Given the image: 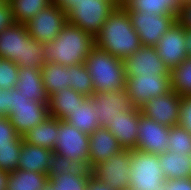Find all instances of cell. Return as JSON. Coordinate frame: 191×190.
<instances>
[{
  "label": "cell",
  "instance_id": "1",
  "mask_svg": "<svg viewBox=\"0 0 191 190\" xmlns=\"http://www.w3.org/2000/svg\"><path fill=\"white\" fill-rule=\"evenodd\" d=\"M95 46L125 60L142 45L124 6L117 5L95 36Z\"/></svg>",
  "mask_w": 191,
  "mask_h": 190
},
{
  "label": "cell",
  "instance_id": "2",
  "mask_svg": "<svg viewBox=\"0 0 191 190\" xmlns=\"http://www.w3.org/2000/svg\"><path fill=\"white\" fill-rule=\"evenodd\" d=\"M94 47L95 37L67 22L54 40L44 43V59L63 66L82 64Z\"/></svg>",
  "mask_w": 191,
  "mask_h": 190
},
{
  "label": "cell",
  "instance_id": "3",
  "mask_svg": "<svg viewBox=\"0 0 191 190\" xmlns=\"http://www.w3.org/2000/svg\"><path fill=\"white\" fill-rule=\"evenodd\" d=\"M85 66L92 79L95 92L125 90L126 72L124 60L94 47L87 55Z\"/></svg>",
  "mask_w": 191,
  "mask_h": 190
},
{
  "label": "cell",
  "instance_id": "4",
  "mask_svg": "<svg viewBox=\"0 0 191 190\" xmlns=\"http://www.w3.org/2000/svg\"><path fill=\"white\" fill-rule=\"evenodd\" d=\"M130 186L133 190H161L165 177L159 155L130 149Z\"/></svg>",
  "mask_w": 191,
  "mask_h": 190
},
{
  "label": "cell",
  "instance_id": "5",
  "mask_svg": "<svg viewBox=\"0 0 191 190\" xmlns=\"http://www.w3.org/2000/svg\"><path fill=\"white\" fill-rule=\"evenodd\" d=\"M117 4L113 0H81L67 11V20L95 37Z\"/></svg>",
  "mask_w": 191,
  "mask_h": 190
},
{
  "label": "cell",
  "instance_id": "6",
  "mask_svg": "<svg viewBox=\"0 0 191 190\" xmlns=\"http://www.w3.org/2000/svg\"><path fill=\"white\" fill-rule=\"evenodd\" d=\"M16 132L23 136L28 130L49 117L48 105L27 99L17 88L10 90L9 115Z\"/></svg>",
  "mask_w": 191,
  "mask_h": 190
},
{
  "label": "cell",
  "instance_id": "7",
  "mask_svg": "<svg viewBox=\"0 0 191 190\" xmlns=\"http://www.w3.org/2000/svg\"><path fill=\"white\" fill-rule=\"evenodd\" d=\"M57 133L53 152L68 158L78 167L89 168V135L65 120H59Z\"/></svg>",
  "mask_w": 191,
  "mask_h": 190
},
{
  "label": "cell",
  "instance_id": "8",
  "mask_svg": "<svg viewBox=\"0 0 191 190\" xmlns=\"http://www.w3.org/2000/svg\"><path fill=\"white\" fill-rule=\"evenodd\" d=\"M171 90V77L163 75L126 76L125 91L135 108H141L151 98Z\"/></svg>",
  "mask_w": 191,
  "mask_h": 190
},
{
  "label": "cell",
  "instance_id": "9",
  "mask_svg": "<svg viewBox=\"0 0 191 190\" xmlns=\"http://www.w3.org/2000/svg\"><path fill=\"white\" fill-rule=\"evenodd\" d=\"M128 13L143 46H155L177 21V15L172 14L159 15L140 11H128Z\"/></svg>",
  "mask_w": 191,
  "mask_h": 190
},
{
  "label": "cell",
  "instance_id": "10",
  "mask_svg": "<svg viewBox=\"0 0 191 190\" xmlns=\"http://www.w3.org/2000/svg\"><path fill=\"white\" fill-rule=\"evenodd\" d=\"M130 149H122L120 152L96 164L92 169V175L115 190H127L130 186Z\"/></svg>",
  "mask_w": 191,
  "mask_h": 190
},
{
  "label": "cell",
  "instance_id": "11",
  "mask_svg": "<svg viewBox=\"0 0 191 190\" xmlns=\"http://www.w3.org/2000/svg\"><path fill=\"white\" fill-rule=\"evenodd\" d=\"M67 22L66 11L50 4L24 25L30 37L44 44L54 40Z\"/></svg>",
  "mask_w": 191,
  "mask_h": 190
},
{
  "label": "cell",
  "instance_id": "12",
  "mask_svg": "<svg viewBox=\"0 0 191 190\" xmlns=\"http://www.w3.org/2000/svg\"><path fill=\"white\" fill-rule=\"evenodd\" d=\"M168 137V126H164L140 112L137 146L135 150L162 155L170 150Z\"/></svg>",
  "mask_w": 191,
  "mask_h": 190
},
{
  "label": "cell",
  "instance_id": "13",
  "mask_svg": "<svg viewBox=\"0 0 191 190\" xmlns=\"http://www.w3.org/2000/svg\"><path fill=\"white\" fill-rule=\"evenodd\" d=\"M181 96L174 90L151 98L140 108L146 117L164 126H175L179 123Z\"/></svg>",
  "mask_w": 191,
  "mask_h": 190
},
{
  "label": "cell",
  "instance_id": "14",
  "mask_svg": "<svg viewBox=\"0 0 191 190\" xmlns=\"http://www.w3.org/2000/svg\"><path fill=\"white\" fill-rule=\"evenodd\" d=\"M126 76H170L171 69L158 56L155 46H141L124 60Z\"/></svg>",
  "mask_w": 191,
  "mask_h": 190
},
{
  "label": "cell",
  "instance_id": "15",
  "mask_svg": "<svg viewBox=\"0 0 191 190\" xmlns=\"http://www.w3.org/2000/svg\"><path fill=\"white\" fill-rule=\"evenodd\" d=\"M155 48L169 69L180 65L188 57L185 48V28L176 21L157 42Z\"/></svg>",
  "mask_w": 191,
  "mask_h": 190
},
{
  "label": "cell",
  "instance_id": "16",
  "mask_svg": "<svg viewBox=\"0 0 191 190\" xmlns=\"http://www.w3.org/2000/svg\"><path fill=\"white\" fill-rule=\"evenodd\" d=\"M98 123L105 126L119 113L133 108L130 97L125 90L112 92H95L91 97Z\"/></svg>",
  "mask_w": 191,
  "mask_h": 190
},
{
  "label": "cell",
  "instance_id": "17",
  "mask_svg": "<svg viewBox=\"0 0 191 190\" xmlns=\"http://www.w3.org/2000/svg\"><path fill=\"white\" fill-rule=\"evenodd\" d=\"M140 112V108L133 107L119 113L104 126L118 139L123 149H135L137 146Z\"/></svg>",
  "mask_w": 191,
  "mask_h": 190
},
{
  "label": "cell",
  "instance_id": "18",
  "mask_svg": "<svg viewBox=\"0 0 191 190\" xmlns=\"http://www.w3.org/2000/svg\"><path fill=\"white\" fill-rule=\"evenodd\" d=\"M118 139L104 126L89 135V169L122 150Z\"/></svg>",
  "mask_w": 191,
  "mask_h": 190
},
{
  "label": "cell",
  "instance_id": "19",
  "mask_svg": "<svg viewBox=\"0 0 191 190\" xmlns=\"http://www.w3.org/2000/svg\"><path fill=\"white\" fill-rule=\"evenodd\" d=\"M29 32L24 24L15 23L0 31V58H6L17 65L24 61L25 40Z\"/></svg>",
  "mask_w": 191,
  "mask_h": 190
},
{
  "label": "cell",
  "instance_id": "20",
  "mask_svg": "<svg viewBox=\"0 0 191 190\" xmlns=\"http://www.w3.org/2000/svg\"><path fill=\"white\" fill-rule=\"evenodd\" d=\"M17 90L27 99L38 101L42 104H49V97L43 84L41 70L29 66L19 67Z\"/></svg>",
  "mask_w": 191,
  "mask_h": 190
},
{
  "label": "cell",
  "instance_id": "21",
  "mask_svg": "<svg viewBox=\"0 0 191 190\" xmlns=\"http://www.w3.org/2000/svg\"><path fill=\"white\" fill-rule=\"evenodd\" d=\"M86 96L72 88H65L49 97V116L58 120H65L74 111Z\"/></svg>",
  "mask_w": 191,
  "mask_h": 190
},
{
  "label": "cell",
  "instance_id": "22",
  "mask_svg": "<svg viewBox=\"0 0 191 190\" xmlns=\"http://www.w3.org/2000/svg\"><path fill=\"white\" fill-rule=\"evenodd\" d=\"M52 150L23 141L18 169L34 171L48 176L47 160Z\"/></svg>",
  "mask_w": 191,
  "mask_h": 190
},
{
  "label": "cell",
  "instance_id": "23",
  "mask_svg": "<svg viewBox=\"0 0 191 190\" xmlns=\"http://www.w3.org/2000/svg\"><path fill=\"white\" fill-rule=\"evenodd\" d=\"M58 125L59 120L49 116L39 125L24 133L22 136L23 141L53 151L58 137Z\"/></svg>",
  "mask_w": 191,
  "mask_h": 190
},
{
  "label": "cell",
  "instance_id": "24",
  "mask_svg": "<svg viewBox=\"0 0 191 190\" xmlns=\"http://www.w3.org/2000/svg\"><path fill=\"white\" fill-rule=\"evenodd\" d=\"M159 162L166 180L191 178V155L167 151L159 155Z\"/></svg>",
  "mask_w": 191,
  "mask_h": 190
},
{
  "label": "cell",
  "instance_id": "25",
  "mask_svg": "<svg viewBox=\"0 0 191 190\" xmlns=\"http://www.w3.org/2000/svg\"><path fill=\"white\" fill-rule=\"evenodd\" d=\"M65 121L88 135L101 127L90 97H86Z\"/></svg>",
  "mask_w": 191,
  "mask_h": 190
},
{
  "label": "cell",
  "instance_id": "26",
  "mask_svg": "<svg viewBox=\"0 0 191 190\" xmlns=\"http://www.w3.org/2000/svg\"><path fill=\"white\" fill-rule=\"evenodd\" d=\"M41 75L48 97L69 88V68L67 66L46 61L41 69Z\"/></svg>",
  "mask_w": 191,
  "mask_h": 190
},
{
  "label": "cell",
  "instance_id": "27",
  "mask_svg": "<svg viewBox=\"0 0 191 190\" xmlns=\"http://www.w3.org/2000/svg\"><path fill=\"white\" fill-rule=\"evenodd\" d=\"M123 6L127 11L178 15L182 2L181 0H128Z\"/></svg>",
  "mask_w": 191,
  "mask_h": 190
},
{
  "label": "cell",
  "instance_id": "28",
  "mask_svg": "<svg viewBox=\"0 0 191 190\" xmlns=\"http://www.w3.org/2000/svg\"><path fill=\"white\" fill-rule=\"evenodd\" d=\"M47 181L45 174L17 169L9 172L6 190H42Z\"/></svg>",
  "mask_w": 191,
  "mask_h": 190
},
{
  "label": "cell",
  "instance_id": "29",
  "mask_svg": "<svg viewBox=\"0 0 191 190\" xmlns=\"http://www.w3.org/2000/svg\"><path fill=\"white\" fill-rule=\"evenodd\" d=\"M92 174L89 168L76 167L69 174L51 176L48 182L56 190H86L89 176Z\"/></svg>",
  "mask_w": 191,
  "mask_h": 190
},
{
  "label": "cell",
  "instance_id": "30",
  "mask_svg": "<svg viewBox=\"0 0 191 190\" xmlns=\"http://www.w3.org/2000/svg\"><path fill=\"white\" fill-rule=\"evenodd\" d=\"M13 13L15 22L20 24L27 23L32 17L36 16L41 10L51 4L50 0H8Z\"/></svg>",
  "mask_w": 191,
  "mask_h": 190
},
{
  "label": "cell",
  "instance_id": "31",
  "mask_svg": "<svg viewBox=\"0 0 191 190\" xmlns=\"http://www.w3.org/2000/svg\"><path fill=\"white\" fill-rule=\"evenodd\" d=\"M171 89L181 97L191 96V57L170 71Z\"/></svg>",
  "mask_w": 191,
  "mask_h": 190
},
{
  "label": "cell",
  "instance_id": "32",
  "mask_svg": "<svg viewBox=\"0 0 191 190\" xmlns=\"http://www.w3.org/2000/svg\"><path fill=\"white\" fill-rule=\"evenodd\" d=\"M67 67L69 68V88L74 89L86 97H91L95 93V90L85 63Z\"/></svg>",
  "mask_w": 191,
  "mask_h": 190
},
{
  "label": "cell",
  "instance_id": "33",
  "mask_svg": "<svg viewBox=\"0 0 191 190\" xmlns=\"http://www.w3.org/2000/svg\"><path fill=\"white\" fill-rule=\"evenodd\" d=\"M45 62L44 44L29 36L25 40L24 61H21L18 66H29L33 69L41 70Z\"/></svg>",
  "mask_w": 191,
  "mask_h": 190
},
{
  "label": "cell",
  "instance_id": "34",
  "mask_svg": "<svg viewBox=\"0 0 191 190\" xmlns=\"http://www.w3.org/2000/svg\"><path fill=\"white\" fill-rule=\"evenodd\" d=\"M168 143L173 153L191 155V132L180 125L169 127Z\"/></svg>",
  "mask_w": 191,
  "mask_h": 190
},
{
  "label": "cell",
  "instance_id": "35",
  "mask_svg": "<svg viewBox=\"0 0 191 190\" xmlns=\"http://www.w3.org/2000/svg\"><path fill=\"white\" fill-rule=\"evenodd\" d=\"M22 136L10 147L0 148V169L13 172L18 169L19 155L21 152Z\"/></svg>",
  "mask_w": 191,
  "mask_h": 190
},
{
  "label": "cell",
  "instance_id": "36",
  "mask_svg": "<svg viewBox=\"0 0 191 190\" xmlns=\"http://www.w3.org/2000/svg\"><path fill=\"white\" fill-rule=\"evenodd\" d=\"M19 66L6 58H0V90L8 91L16 87Z\"/></svg>",
  "mask_w": 191,
  "mask_h": 190
},
{
  "label": "cell",
  "instance_id": "37",
  "mask_svg": "<svg viewBox=\"0 0 191 190\" xmlns=\"http://www.w3.org/2000/svg\"><path fill=\"white\" fill-rule=\"evenodd\" d=\"M76 167V164L68 158L52 152L47 160L48 178L60 176L61 174H69Z\"/></svg>",
  "mask_w": 191,
  "mask_h": 190
},
{
  "label": "cell",
  "instance_id": "38",
  "mask_svg": "<svg viewBox=\"0 0 191 190\" xmlns=\"http://www.w3.org/2000/svg\"><path fill=\"white\" fill-rule=\"evenodd\" d=\"M20 137L11 124L9 117H0V148L10 147Z\"/></svg>",
  "mask_w": 191,
  "mask_h": 190
},
{
  "label": "cell",
  "instance_id": "39",
  "mask_svg": "<svg viewBox=\"0 0 191 190\" xmlns=\"http://www.w3.org/2000/svg\"><path fill=\"white\" fill-rule=\"evenodd\" d=\"M178 125L191 132V96L181 97Z\"/></svg>",
  "mask_w": 191,
  "mask_h": 190
},
{
  "label": "cell",
  "instance_id": "40",
  "mask_svg": "<svg viewBox=\"0 0 191 190\" xmlns=\"http://www.w3.org/2000/svg\"><path fill=\"white\" fill-rule=\"evenodd\" d=\"M15 23L16 22L13 18L11 5L8 0H5L0 5V31L7 27H11Z\"/></svg>",
  "mask_w": 191,
  "mask_h": 190
},
{
  "label": "cell",
  "instance_id": "41",
  "mask_svg": "<svg viewBox=\"0 0 191 190\" xmlns=\"http://www.w3.org/2000/svg\"><path fill=\"white\" fill-rule=\"evenodd\" d=\"M161 190H191V178L165 180Z\"/></svg>",
  "mask_w": 191,
  "mask_h": 190
},
{
  "label": "cell",
  "instance_id": "42",
  "mask_svg": "<svg viewBox=\"0 0 191 190\" xmlns=\"http://www.w3.org/2000/svg\"><path fill=\"white\" fill-rule=\"evenodd\" d=\"M177 21L185 28L191 30V1L182 4L177 15Z\"/></svg>",
  "mask_w": 191,
  "mask_h": 190
},
{
  "label": "cell",
  "instance_id": "43",
  "mask_svg": "<svg viewBox=\"0 0 191 190\" xmlns=\"http://www.w3.org/2000/svg\"><path fill=\"white\" fill-rule=\"evenodd\" d=\"M10 105V90H0V117H8Z\"/></svg>",
  "mask_w": 191,
  "mask_h": 190
},
{
  "label": "cell",
  "instance_id": "44",
  "mask_svg": "<svg viewBox=\"0 0 191 190\" xmlns=\"http://www.w3.org/2000/svg\"><path fill=\"white\" fill-rule=\"evenodd\" d=\"M86 190H115L106 183L101 182L92 174L89 176Z\"/></svg>",
  "mask_w": 191,
  "mask_h": 190
},
{
  "label": "cell",
  "instance_id": "45",
  "mask_svg": "<svg viewBox=\"0 0 191 190\" xmlns=\"http://www.w3.org/2000/svg\"><path fill=\"white\" fill-rule=\"evenodd\" d=\"M51 4L63 8L67 11L73 4L81 0H50Z\"/></svg>",
  "mask_w": 191,
  "mask_h": 190
},
{
  "label": "cell",
  "instance_id": "46",
  "mask_svg": "<svg viewBox=\"0 0 191 190\" xmlns=\"http://www.w3.org/2000/svg\"><path fill=\"white\" fill-rule=\"evenodd\" d=\"M185 48L188 57H191V30L185 29Z\"/></svg>",
  "mask_w": 191,
  "mask_h": 190
},
{
  "label": "cell",
  "instance_id": "47",
  "mask_svg": "<svg viewBox=\"0 0 191 190\" xmlns=\"http://www.w3.org/2000/svg\"><path fill=\"white\" fill-rule=\"evenodd\" d=\"M9 172L0 169V190H6Z\"/></svg>",
  "mask_w": 191,
  "mask_h": 190
},
{
  "label": "cell",
  "instance_id": "48",
  "mask_svg": "<svg viewBox=\"0 0 191 190\" xmlns=\"http://www.w3.org/2000/svg\"><path fill=\"white\" fill-rule=\"evenodd\" d=\"M42 190H56L52 187V185L47 181L46 184L43 186Z\"/></svg>",
  "mask_w": 191,
  "mask_h": 190
},
{
  "label": "cell",
  "instance_id": "49",
  "mask_svg": "<svg viewBox=\"0 0 191 190\" xmlns=\"http://www.w3.org/2000/svg\"><path fill=\"white\" fill-rule=\"evenodd\" d=\"M117 5L123 6L128 0H113Z\"/></svg>",
  "mask_w": 191,
  "mask_h": 190
},
{
  "label": "cell",
  "instance_id": "50",
  "mask_svg": "<svg viewBox=\"0 0 191 190\" xmlns=\"http://www.w3.org/2000/svg\"><path fill=\"white\" fill-rule=\"evenodd\" d=\"M191 0H181L182 4L186 2H190Z\"/></svg>",
  "mask_w": 191,
  "mask_h": 190
}]
</instances>
